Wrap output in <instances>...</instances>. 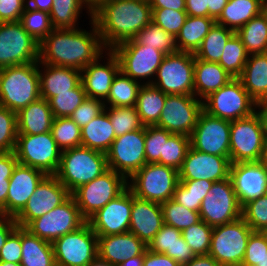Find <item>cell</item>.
Returning <instances> with one entry per match:
<instances>
[{"label": "cell", "mask_w": 267, "mask_h": 266, "mask_svg": "<svg viewBox=\"0 0 267 266\" xmlns=\"http://www.w3.org/2000/svg\"><path fill=\"white\" fill-rule=\"evenodd\" d=\"M89 25L90 30L82 27L54 29L39 44L38 62L82 71L96 61L107 49L92 19H89Z\"/></svg>", "instance_id": "cell-1"}, {"label": "cell", "mask_w": 267, "mask_h": 266, "mask_svg": "<svg viewBox=\"0 0 267 266\" xmlns=\"http://www.w3.org/2000/svg\"><path fill=\"white\" fill-rule=\"evenodd\" d=\"M103 45L107 50L131 40L152 21V8L147 0H108L93 13Z\"/></svg>", "instance_id": "cell-2"}, {"label": "cell", "mask_w": 267, "mask_h": 266, "mask_svg": "<svg viewBox=\"0 0 267 266\" xmlns=\"http://www.w3.org/2000/svg\"><path fill=\"white\" fill-rule=\"evenodd\" d=\"M40 98L39 62L0 69V106L17 113Z\"/></svg>", "instance_id": "cell-3"}, {"label": "cell", "mask_w": 267, "mask_h": 266, "mask_svg": "<svg viewBox=\"0 0 267 266\" xmlns=\"http://www.w3.org/2000/svg\"><path fill=\"white\" fill-rule=\"evenodd\" d=\"M108 170L105 153L79 146L61 151L55 176L72 194Z\"/></svg>", "instance_id": "cell-4"}, {"label": "cell", "mask_w": 267, "mask_h": 266, "mask_svg": "<svg viewBox=\"0 0 267 266\" xmlns=\"http://www.w3.org/2000/svg\"><path fill=\"white\" fill-rule=\"evenodd\" d=\"M178 183V170L146 163L128 180V187L136 197L162 204L173 198Z\"/></svg>", "instance_id": "cell-5"}, {"label": "cell", "mask_w": 267, "mask_h": 266, "mask_svg": "<svg viewBox=\"0 0 267 266\" xmlns=\"http://www.w3.org/2000/svg\"><path fill=\"white\" fill-rule=\"evenodd\" d=\"M266 138L260 115L231 121L230 126V162L248 163L263 160Z\"/></svg>", "instance_id": "cell-6"}, {"label": "cell", "mask_w": 267, "mask_h": 266, "mask_svg": "<svg viewBox=\"0 0 267 266\" xmlns=\"http://www.w3.org/2000/svg\"><path fill=\"white\" fill-rule=\"evenodd\" d=\"M253 232L242 217L214 226L209 255L221 266H241L249 237Z\"/></svg>", "instance_id": "cell-7"}, {"label": "cell", "mask_w": 267, "mask_h": 266, "mask_svg": "<svg viewBox=\"0 0 267 266\" xmlns=\"http://www.w3.org/2000/svg\"><path fill=\"white\" fill-rule=\"evenodd\" d=\"M256 102L244 89L239 78H233L203 100V110L227 121H235L256 112Z\"/></svg>", "instance_id": "cell-8"}, {"label": "cell", "mask_w": 267, "mask_h": 266, "mask_svg": "<svg viewBox=\"0 0 267 266\" xmlns=\"http://www.w3.org/2000/svg\"><path fill=\"white\" fill-rule=\"evenodd\" d=\"M194 62L191 52L167 54L151 85L167 95H194Z\"/></svg>", "instance_id": "cell-9"}, {"label": "cell", "mask_w": 267, "mask_h": 266, "mask_svg": "<svg viewBox=\"0 0 267 266\" xmlns=\"http://www.w3.org/2000/svg\"><path fill=\"white\" fill-rule=\"evenodd\" d=\"M111 50L119 60L120 70L142 85L152 84L166 56L154 47L139 45L134 39L122 42Z\"/></svg>", "instance_id": "cell-10"}, {"label": "cell", "mask_w": 267, "mask_h": 266, "mask_svg": "<svg viewBox=\"0 0 267 266\" xmlns=\"http://www.w3.org/2000/svg\"><path fill=\"white\" fill-rule=\"evenodd\" d=\"M128 187V180L114 170L108 169L91 182L80 186L71 195L82 216L88 220Z\"/></svg>", "instance_id": "cell-11"}, {"label": "cell", "mask_w": 267, "mask_h": 266, "mask_svg": "<svg viewBox=\"0 0 267 266\" xmlns=\"http://www.w3.org/2000/svg\"><path fill=\"white\" fill-rule=\"evenodd\" d=\"M59 266H88L98 257V236L88 222L52 242Z\"/></svg>", "instance_id": "cell-12"}, {"label": "cell", "mask_w": 267, "mask_h": 266, "mask_svg": "<svg viewBox=\"0 0 267 266\" xmlns=\"http://www.w3.org/2000/svg\"><path fill=\"white\" fill-rule=\"evenodd\" d=\"M15 154L18 163L55 175L60 165L61 150L51 132L17 135Z\"/></svg>", "instance_id": "cell-13"}, {"label": "cell", "mask_w": 267, "mask_h": 266, "mask_svg": "<svg viewBox=\"0 0 267 266\" xmlns=\"http://www.w3.org/2000/svg\"><path fill=\"white\" fill-rule=\"evenodd\" d=\"M200 218L214 227L235 221L242 217V205L235 192L231 177L213 182L202 201Z\"/></svg>", "instance_id": "cell-14"}, {"label": "cell", "mask_w": 267, "mask_h": 266, "mask_svg": "<svg viewBox=\"0 0 267 266\" xmlns=\"http://www.w3.org/2000/svg\"><path fill=\"white\" fill-rule=\"evenodd\" d=\"M86 222L71 195L47 214L32 220L25 228L40 239L52 243L61 236L77 230Z\"/></svg>", "instance_id": "cell-15"}, {"label": "cell", "mask_w": 267, "mask_h": 266, "mask_svg": "<svg viewBox=\"0 0 267 266\" xmlns=\"http://www.w3.org/2000/svg\"><path fill=\"white\" fill-rule=\"evenodd\" d=\"M106 156L108 169L129 180L146 164L145 126L116 137Z\"/></svg>", "instance_id": "cell-16"}, {"label": "cell", "mask_w": 267, "mask_h": 266, "mask_svg": "<svg viewBox=\"0 0 267 266\" xmlns=\"http://www.w3.org/2000/svg\"><path fill=\"white\" fill-rule=\"evenodd\" d=\"M39 60V43L20 21L0 23V69Z\"/></svg>", "instance_id": "cell-17"}, {"label": "cell", "mask_w": 267, "mask_h": 266, "mask_svg": "<svg viewBox=\"0 0 267 266\" xmlns=\"http://www.w3.org/2000/svg\"><path fill=\"white\" fill-rule=\"evenodd\" d=\"M202 110L203 101L194 95H167L155 126L190 137Z\"/></svg>", "instance_id": "cell-18"}, {"label": "cell", "mask_w": 267, "mask_h": 266, "mask_svg": "<svg viewBox=\"0 0 267 266\" xmlns=\"http://www.w3.org/2000/svg\"><path fill=\"white\" fill-rule=\"evenodd\" d=\"M230 126V121L202 110L190 136V146L210 155L230 157Z\"/></svg>", "instance_id": "cell-19"}, {"label": "cell", "mask_w": 267, "mask_h": 266, "mask_svg": "<svg viewBox=\"0 0 267 266\" xmlns=\"http://www.w3.org/2000/svg\"><path fill=\"white\" fill-rule=\"evenodd\" d=\"M70 196L69 190L55 175H46L14 220L18 226L26 227L32 220L47 214Z\"/></svg>", "instance_id": "cell-20"}, {"label": "cell", "mask_w": 267, "mask_h": 266, "mask_svg": "<svg viewBox=\"0 0 267 266\" xmlns=\"http://www.w3.org/2000/svg\"><path fill=\"white\" fill-rule=\"evenodd\" d=\"M133 192L127 187L120 195L98 210L87 222L97 236L129 232Z\"/></svg>", "instance_id": "cell-21"}, {"label": "cell", "mask_w": 267, "mask_h": 266, "mask_svg": "<svg viewBox=\"0 0 267 266\" xmlns=\"http://www.w3.org/2000/svg\"><path fill=\"white\" fill-rule=\"evenodd\" d=\"M230 169V157L210 155L190 146L179 170V180L218 182L230 177Z\"/></svg>", "instance_id": "cell-22"}, {"label": "cell", "mask_w": 267, "mask_h": 266, "mask_svg": "<svg viewBox=\"0 0 267 266\" xmlns=\"http://www.w3.org/2000/svg\"><path fill=\"white\" fill-rule=\"evenodd\" d=\"M119 71V60L112 50H107L96 61L88 64L81 71V83L87 98H94L104 102Z\"/></svg>", "instance_id": "cell-23"}, {"label": "cell", "mask_w": 267, "mask_h": 266, "mask_svg": "<svg viewBox=\"0 0 267 266\" xmlns=\"http://www.w3.org/2000/svg\"><path fill=\"white\" fill-rule=\"evenodd\" d=\"M46 174L36 168L17 163L9 179L6 216L15 218L26 206L28 199Z\"/></svg>", "instance_id": "cell-24"}, {"label": "cell", "mask_w": 267, "mask_h": 266, "mask_svg": "<svg viewBox=\"0 0 267 266\" xmlns=\"http://www.w3.org/2000/svg\"><path fill=\"white\" fill-rule=\"evenodd\" d=\"M230 177L241 205L267 193V168L262 161L233 163Z\"/></svg>", "instance_id": "cell-25"}, {"label": "cell", "mask_w": 267, "mask_h": 266, "mask_svg": "<svg viewBox=\"0 0 267 266\" xmlns=\"http://www.w3.org/2000/svg\"><path fill=\"white\" fill-rule=\"evenodd\" d=\"M163 224L161 205L133 194L129 232L148 245Z\"/></svg>", "instance_id": "cell-26"}, {"label": "cell", "mask_w": 267, "mask_h": 266, "mask_svg": "<svg viewBox=\"0 0 267 266\" xmlns=\"http://www.w3.org/2000/svg\"><path fill=\"white\" fill-rule=\"evenodd\" d=\"M146 249L147 245L131 232L98 236V257L114 266L141 255Z\"/></svg>", "instance_id": "cell-27"}, {"label": "cell", "mask_w": 267, "mask_h": 266, "mask_svg": "<svg viewBox=\"0 0 267 266\" xmlns=\"http://www.w3.org/2000/svg\"><path fill=\"white\" fill-rule=\"evenodd\" d=\"M40 95L48 100L58 93L70 92L81 83V71L71 67L39 63Z\"/></svg>", "instance_id": "cell-28"}, {"label": "cell", "mask_w": 267, "mask_h": 266, "mask_svg": "<svg viewBox=\"0 0 267 266\" xmlns=\"http://www.w3.org/2000/svg\"><path fill=\"white\" fill-rule=\"evenodd\" d=\"M18 135L51 132L54 116L46 99L40 98L17 113Z\"/></svg>", "instance_id": "cell-29"}, {"label": "cell", "mask_w": 267, "mask_h": 266, "mask_svg": "<svg viewBox=\"0 0 267 266\" xmlns=\"http://www.w3.org/2000/svg\"><path fill=\"white\" fill-rule=\"evenodd\" d=\"M233 77L219 63L207 62L195 58L194 96L204 100L211 93L226 85Z\"/></svg>", "instance_id": "cell-30"}, {"label": "cell", "mask_w": 267, "mask_h": 266, "mask_svg": "<svg viewBox=\"0 0 267 266\" xmlns=\"http://www.w3.org/2000/svg\"><path fill=\"white\" fill-rule=\"evenodd\" d=\"M239 79L256 103L267 100V53L249 55Z\"/></svg>", "instance_id": "cell-31"}, {"label": "cell", "mask_w": 267, "mask_h": 266, "mask_svg": "<svg viewBox=\"0 0 267 266\" xmlns=\"http://www.w3.org/2000/svg\"><path fill=\"white\" fill-rule=\"evenodd\" d=\"M116 138L110 117L104 110L81 128V146L107 153Z\"/></svg>", "instance_id": "cell-32"}, {"label": "cell", "mask_w": 267, "mask_h": 266, "mask_svg": "<svg viewBox=\"0 0 267 266\" xmlns=\"http://www.w3.org/2000/svg\"><path fill=\"white\" fill-rule=\"evenodd\" d=\"M21 266H54L52 243L40 239L25 227H21Z\"/></svg>", "instance_id": "cell-33"}, {"label": "cell", "mask_w": 267, "mask_h": 266, "mask_svg": "<svg viewBox=\"0 0 267 266\" xmlns=\"http://www.w3.org/2000/svg\"><path fill=\"white\" fill-rule=\"evenodd\" d=\"M264 0H229L216 23L237 32L263 11Z\"/></svg>", "instance_id": "cell-34"}, {"label": "cell", "mask_w": 267, "mask_h": 266, "mask_svg": "<svg viewBox=\"0 0 267 266\" xmlns=\"http://www.w3.org/2000/svg\"><path fill=\"white\" fill-rule=\"evenodd\" d=\"M216 20L212 17L189 16L177 34L178 51L195 53Z\"/></svg>", "instance_id": "cell-35"}, {"label": "cell", "mask_w": 267, "mask_h": 266, "mask_svg": "<svg viewBox=\"0 0 267 266\" xmlns=\"http://www.w3.org/2000/svg\"><path fill=\"white\" fill-rule=\"evenodd\" d=\"M166 96L151 84L140 87L135 107L144 126H155L158 123Z\"/></svg>", "instance_id": "cell-36"}, {"label": "cell", "mask_w": 267, "mask_h": 266, "mask_svg": "<svg viewBox=\"0 0 267 266\" xmlns=\"http://www.w3.org/2000/svg\"><path fill=\"white\" fill-rule=\"evenodd\" d=\"M88 19H92V12L82 0H53L50 19L54 29H76L79 27L80 17L84 10ZM81 14V15H80Z\"/></svg>", "instance_id": "cell-37"}, {"label": "cell", "mask_w": 267, "mask_h": 266, "mask_svg": "<svg viewBox=\"0 0 267 266\" xmlns=\"http://www.w3.org/2000/svg\"><path fill=\"white\" fill-rule=\"evenodd\" d=\"M236 34L249 55L267 53V16L263 11L241 27Z\"/></svg>", "instance_id": "cell-38"}, {"label": "cell", "mask_w": 267, "mask_h": 266, "mask_svg": "<svg viewBox=\"0 0 267 266\" xmlns=\"http://www.w3.org/2000/svg\"><path fill=\"white\" fill-rule=\"evenodd\" d=\"M141 86L140 82L132 80L120 70L111 84L107 99L104 101L105 107L135 106Z\"/></svg>", "instance_id": "cell-39"}, {"label": "cell", "mask_w": 267, "mask_h": 266, "mask_svg": "<svg viewBox=\"0 0 267 266\" xmlns=\"http://www.w3.org/2000/svg\"><path fill=\"white\" fill-rule=\"evenodd\" d=\"M235 33V31L215 23L194 53L195 58L218 63L226 43Z\"/></svg>", "instance_id": "cell-40"}, {"label": "cell", "mask_w": 267, "mask_h": 266, "mask_svg": "<svg viewBox=\"0 0 267 266\" xmlns=\"http://www.w3.org/2000/svg\"><path fill=\"white\" fill-rule=\"evenodd\" d=\"M212 184L207 180H179L172 199L189 210L199 212Z\"/></svg>", "instance_id": "cell-41"}, {"label": "cell", "mask_w": 267, "mask_h": 266, "mask_svg": "<svg viewBox=\"0 0 267 266\" xmlns=\"http://www.w3.org/2000/svg\"><path fill=\"white\" fill-rule=\"evenodd\" d=\"M133 39L139 45L154 47L166 55L178 51L175 36L163 30L153 21L140 30Z\"/></svg>", "instance_id": "cell-42"}, {"label": "cell", "mask_w": 267, "mask_h": 266, "mask_svg": "<svg viewBox=\"0 0 267 266\" xmlns=\"http://www.w3.org/2000/svg\"><path fill=\"white\" fill-rule=\"evenodd\" d=\"M249 57L241 38L235 33L226 43L219 64L233 78H239Z\"/></svg>", "instance_id": "cell-43"}, {"label": "cell", "mask_w": 267, "mask_h": 266, "mask_svg": "<svg viewBox=\"0 0 267 266\" xmlns=\"http://www.w3.org/2000/svg\"><path fill=\"white\" fill-rule=\"evenodd\" d=\"M160 205L163 212V223L180 231L201 221L199 212L189 210L173 199Z\"/></svg>", "instance_id": "cell-44"}, {"label": "cell", "mask_w": 267, "mask_h": 266, "mask_svg": "<svg viewBox=\"0 0 267 266\" xmlns=\"http://www.w3.org/2000/svg\"><path fill=\"white\" fill-rule=\"evenodd\" d=\"M51 133L61 151L81 146V128L70 117L54 118Z\"/></svg>", "instance_id": "cell-45"}, {"label": "cell", "mask_w": 267, "mask_h": 266, "mask_svg": "<svg viewBox=\"0 0 267 266\" xmlns=\"http://www.w3.org/2000/svg\"><path fill=\"white\" fill-rule=\"evenodd\" d=\"M189 148V136L172 134L168 140H164L163 157H160L157 164L173 167L179 171Z\"/></svg>", "instance_id": "cell-46"}, {"label": "cell", "mask_w": 267, "mask_h": 266, "mask_svg": "<svg viewBox=\"0 0 267 266\" xmlns=\"http://www.w3.org/2000/svg\"><path fill=\"white\" fill-rule=\"evenodd\" d=\"M104 110L110 117L116 137L144 127L135 106L105 107Z\"/></svg>", "instance_id": "cell-47"}, {"label": "cell", "mask_w": 267, "mask_h": 266, "mask_svg": "<svg viewBox=\"0 0 267 266\" xmlns=\"http://www.w3.org/2000/svg\"><path fill=\"white\" fill-rule=\"evenodd\" d=\"M20 22L30 36L39 44L54 30L50 14L26 6Z\"/></svg>", "instance_id": "cell-48"}, {"label": "cell", "mask_w": 267, "mask_h": 266, "mask_svg": "<svg viewBox=\"0 0 267 266\" xmlns=\"http://www.w3.org/2000/svg\"><path fill=\"white\" fill-rule=\"evenodd\" d=\"M87 99L82 83L70 92L58 93L49 98L48 104L54 118L70 117L73 111Z\"/></svg>", "instance_id": "cell-49"}, {"label": "cell", "mask_w": 267, "mask_h": 266, "mask_svg": "<svg viewBox=\"0 0 267 266\" xmlns=\"http://www.w3.org/2000/svg\"><path fill=\"white\" fill-rule=\"evenodd\" d=\"M213 227L200 221L182 231V238L191 247L195 255L209 254Z\"/></svg>", "instance_id": "cell-50"}, {"label": "cell", "mask_w": 267, "mask_h": 266, "mask_svg": "<svg viewBox=\"0 0 267 266\" xmlns=\"http://www.w3.org/2000/svg\"><path fill=\"white\" fill-rule=\"evenodd\" d=\"M242 218L253 231L267 228V193L242 205Z\"/></svg>", "instance_id": "cell-51"}, {"label": "cell", "mask_w": 267, "mask_h": 266, "mask_svg": "<svg viewBox=\"0 0 267 266\" xmlns=\"http://www.w3.org/2000/svg\"><path fill=\"white\" fill-rule=\"evenodd\" d=\"M17 135L16 112L0 106V152H14Z\"/></svg>", "instance_id": "cell-52"}, {"label": "cell", "mask_w": 267, "mask_h": 266, "mask_svg": "<svg viewBox=\"0 0 267 266\" xmlns=\"http://www.w3.org/2000/svg\"><path fill=\"white\" fill-rule=\"evenodd\" d=\"M172 134L157 126H145L146 163H157L163 157L164 140Z\"/></svg>", "instance_id": "cell-53"}, {"label": "cell", "mask_w": 267, "mask_h": 266, "mask_svg": "<svg viewBox=\"0 0 267 266\" xmlns=\"http://www.w3.org/2000/svg\"><path fill=\"white\" fill-rule=\"evenodd\" d=\"M182 237V231L163 224L158 233L147 245V249L155 253H163L174 260V246Z\"/></svg>", "instance_id": "cell-54"}, {"label": "cell", "mask_w": 267, "mask_h": 266, "mask_svg": "<svg viewBox=\"0 0 267 266\" xmlns=\"http://www.w3.org/2000/svg\"><path fill=\"white\" fill-rule=\"evenodd\" d=\"M241 266H267V242L260 231L250 235Z\"/></svg>", "instance_id": "cell-55"}, {"label": "cell", "mask_w": 267, "mask_h": 266, "mask_svg": "<svg viewBox=\"0 0 267 266\" xmlns=\"http://www.w3.org/2000/svg\"><path fill=\"white\" fill-rule=\"evenodd\" d=\"M187 17L188 14L186 11H174L165 8L152 9V21L175 37L185 23Z\"/></svg>", "instance_id": "cell-56"}, {"label": "cell", "mask_w": 267, "mask_h": 266, "mask_svg": "<svg viewBox=\"0 0 267 266\" xmlns=\"http://www.w3.org/2000/svg\"><path fill=\"white\" fill-rule=\"evenodd\" d=\"M104 102L94 98H87L71 114L70 118L76 125L83 128L93 118L97 117L104 111Z\"/></svg>", "instance_id": "cell-57"}, {"label": "cell", "mask_w": 267, "mask_h": 266, "mask_svg": "<svg viewBox=\"0 0 267 266\" xmlns=\"http://www.w3.org/2000/svg\"><path fill=\"white\" fill-rule=\"evenodd\" d=\"M21 248V227L17 226L0 249V261L20 263Z\"/></svg>", "instance_id": "cell-58"}, {"label": "cell", "mask_w": 267, "mask_h": 266, "mask_svg": "<svg viewBox=\"0 0 267 266\" xmlns=\"http://www.w3.org/2000/svg\"><path fill=\"white\" fill-rule=\"evenodd\" d=\"M26 6L27 0H0V23L20 21Z\"/></svg>", "instance_id": "cell-59"}, {"label": "cell", "mask_w": 267, "mask_h": 266, "mask_svg": "<svg viewBox=\"0 0 267 266\" xmlns=\"http://www.w3.org/2000/svg\"><path fill=\"white\" fill-rule=\"evenodd\" d=\"M17 163L15 152H0V180H9Z\"/></svg>", "instance_id": "cell-60"}, {"label": "cell", "mask_w": 267, "mask_h": 266, "mask_svg": "<svg viewBox=\"0 0 267 266\" xmlns=\"http://www.w3.org/2000/svg\"><path fill=\"white\" fill-rule=\"evenodd\" d=\"M143 266H181V265L163 253H155L146 249L144 251Z\"/></svg>", "instance_id": "cell-61"}, {"label": "cell", "mask_w": 267, "mask_h": 266, "mask_svg": "<svg viewBox=\"0 0 267 266\" xmlns=\"http://www.w3.org/2000/svg\"><path fill=\"white\" fill-rule=\"evenodd\" d=\"M195 256L191 247L181 237L174 246V260L183 265L189 263Z\"/></svg>", "instance_id": "cell-62"}, {"label": "cell", "mask_w": 267, "mask_h": 266, "mask_svg": "<svg viewBox=\"0 0 267 266\" xmlns=\"http://www.w3.org/2000/svg\"><path fill=\"white\" fill-rule=\"evenodd\" d=\"M185 6L189 16L208 17V0H185Z\"/></svg>", "instance_id": "cell-63"}, {"label": "cell", "mask_w": 267, "mask_h": 266, "mask_svg": "<svg viewBox=\"0 0 267 266\" xmlns=\"http://www.w3.org/2000/svg\"><path fill=\"white\" fill-rule=\"evenodd\" d=\"M152 9H172L174 11H185V0H149Z\"/></svg>", "instance_id": "cell-64"}, {"label": "cell", "mask_w": 267, "mask_h": 266, "mask_svg": "<svg viewBox=\"0 0 267 266\" xmlns=\"http://www.w3.org/2000/svg\"><path fill=\"white\" fill-rule=\"evenodd\" d=\"M17 224L12 217L4 216L0 220V249L5 244L8 236L17 228Z\"/></svg>", "instance_id": "cell-65"}, {"label": "cell", "mask_w": 267, "mask_h": 266, "mask_svg": "<svg viewBox=\"0 0 267 266\" xmlns=\"http://www.w3.org/2000/svg\"><path fill=\"white\" fill-rule=\"evenodd\" d=\"M181 266H221L211 255H196L189 263Z\"/></svg>", "instance_id": "cell-66"}, {"label": "cell", "mask_w": 267, "mask_h": 266, "mask_svg": "<svg viewBox=\"0 0 267 266\" xmlns=\"http://www.w3.org/2000/svg\"><path fill=\"white\" fill-rule=\"evenodd\" d=\"M228 1L229 0H208V17H212L216 20Z\"/></svg>", "instance_id": "cell-67"}, {"label": "cell", "mask_w": 267, "mask_h": 266, "mask_svg": "<svg viewBox=\"0 0 267 266\" xmlns=\"http://www.w3.org/2000/svg\"><path fill=\"white\" fill-rule=\"evenodd\" d=\"M52 3L53 0H27L28 7L47 13H50L52 9Z\"/></svg>", "instance_id": "cell-68"}, {"label": "cell", "mask_w": 267, "mask_h": 266, "mask_svg": "<svg viewBox=\"0 0 267 266\" xmlns=\"http://www.w3.org/2000/svg\"><path fill=\"white\" fill-rule=\"evenodd\" d=\"M9 191V180H0V210L6 216V201Z\"/></svg>", "instance_id": "cell-69"}, {"label": "cell", "mask_w": 267, "mask_h": 266, "mask_svg": "<svg viewBox=\"0 0 267 266\" xmlns=\"http://www.w3.org/2000/svg\"><path fill=\"white\" fill-rule=\"evenodd\" d=\"M256 112L261 117L263 130H264L265 138L267 141V100L261 101L256 104Z\"/></svg>", "instance_id": "cell-70"}, {"label": "cell", "mask_w": 267, "mask_h": 266, "mask_svg": "<svg viewBox=\"0 0 267 266\" xmlns=\"http://www.w3.org/2000/svg\"><path fill=\"white\" fill-rule=\"evenodd\" d=\"M144 263V252L136 257L126 259L118 266H143Z\"/></svg>", "instance_id": "cell-71"}, {"label": "cell", "mask_w": 267, "mask_h": 266, "mask_svg": "<svg viewBox=\"0 0 267 266\" xmlns=\"http://www.w3.org/2000/svg\"><path fill=\"white\" fill-rule=\"evenodd\" d=\"M82 1L93 13L102 3L108 0H82Z\"/></svg>", "instance_id": "cell-72"}, {"label": "cell", "mask_w": 267, "mask_h": 266, "mask_svg": "<svg viewBox=\"0 0 267 266\" xmlns=\"http://www.w3.org/2000/svg\"><path fill=\"white\" fill-rule=\"evenodd\" d=\"M88 266H114V265L97 257Z\"/></svg>", "instance_id": "cell-73"}, {"label": "cell", "mask_w": 267, "mask_h": 266, "mask_svg": "<svg viewBox=\"0 0 267 266\" xmlns=\"http://www.w3.org/2000/svg\"><path fill=\"white\" fill-rule=\"evenodd\" d=\"M0 266H21L20 263L0 261Z\"/></svg>", "instance_id": "cell-74"}, {"label": "cell", "mask_w": 267, "mask_h": 266, "mask_svg": "<svg viewBox=\"0 0 267 266\" xmlns=\"http://www.w3.org/2000/svg\"><path fill=\"white\" fill-rule=\"evenodd\" d=\"M262 162L265 165V167L267 168V141H266V146H265L264 156H263Z\"/></svg>", "instance_id": "cell-75"}, {"label": "cell", "mask_w": 267, "mask_h": 266, "mask_svg": "<svg viewBox=\"0 0 267 266\" xmlns=\"http://www.w3.org/2000/svg\"><path fill=\"white\" fill-rule=\"evenodd\" d=\"M263 13L267 16V0L263 1Z\"/></svg>", "instance_id": "cell-76"}, {"label": "cell", "mask_w": 267, "mask_h": 266, "mask_svg": "<svg viewBox=\"0 0 267 266\" xmlns=\"http://www.w3.org/2000/svg\"><path fill=\"white\" fill-rule=\"evenodd\" d=\"M263 235H264V237H265V239H266V242H267V228L266 229H263L262 231H260Z\"/></svg>", "instance_id": "cell-77"}, {"label": "cell", "mask_w": 267, "mask_h": 266, "mask_svg": "<svg viewBox=\"0 0 267 266\" xmlns=\"http://www.w3.org/2000/svg\"><path fill=\"white\" fill-rule=\"evenodd\" d=\"M4 217V215L2 214V211L0 210V220Z\"/></svg>", "instance_id": "cell-78"}]
</instances>
